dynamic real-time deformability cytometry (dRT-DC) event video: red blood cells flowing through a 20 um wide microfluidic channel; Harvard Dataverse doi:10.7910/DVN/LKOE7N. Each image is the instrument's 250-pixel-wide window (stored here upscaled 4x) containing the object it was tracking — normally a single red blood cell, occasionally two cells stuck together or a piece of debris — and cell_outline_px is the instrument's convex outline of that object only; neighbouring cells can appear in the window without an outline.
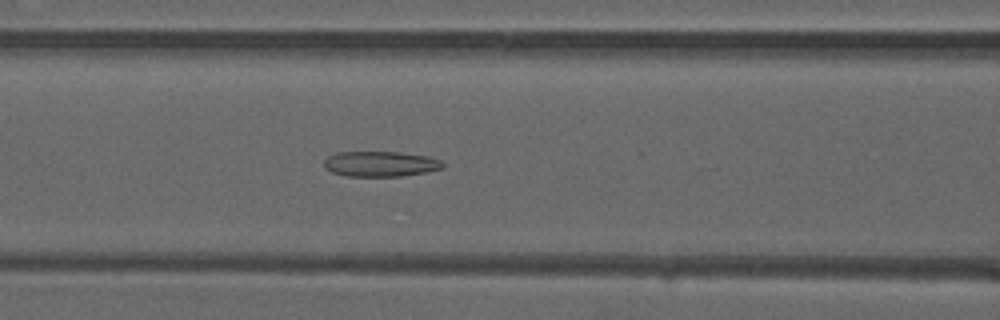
{"species": "common noctule bat (a hibernating species)", "species_latin": "Nyctalus noctula", "temperature_condition": "warm", "stored_images_in_passage": 45, "camera_frame_rate_fps": 3000, "um_per_image_px": 0.085, "animal": {"sex": "male", "forearm_length_mm": 52.5}, "frame": {"image": 1, "passage_image": 22, "time_ms": 7.0, "image_size_px": [1000, 320], "cell_outline_px": [[444, 168], [428, 172], [404, 176], [344, 176], [332, 172], [324, 168], [324, 160], [328, 156], [336, 152], [400, 152], [428, 156], [440, 160], [444, 164]], "centroid_in_image_um": [32.34, 13.93], "position_along_channel_um": 134.3, "area_um2": 17.74}}
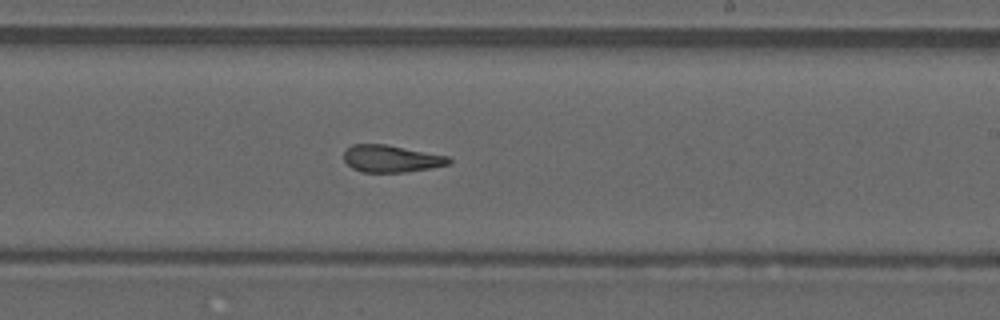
{"frame": {"image": 2, "passage_image": 31, "time_ms": 10.0, "image_size_px": [1000, 320], "cell_outline_px": [[452, 160], [448, 164], [428, 168], [404, 172], [360, 172], [352, 168], [344, 160], [344, 152], [352, 144], [384, 144], [448, 156]], "centroid_in_image_um": [33.21, 13.49], "position_along_channel_um": 255.8, "area_um2": 16.36}}
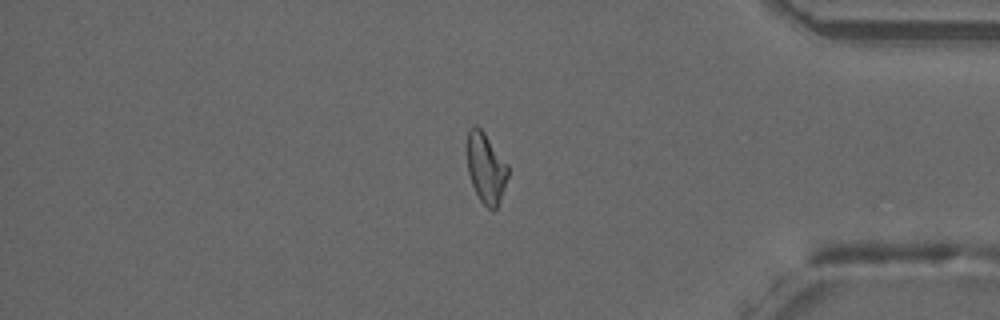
{"frame": {"image": 3, "passage_image": 43, "time_ms": 14.0, "image_size_px": [1000, 320], "cell_outline_px": [[508, 176], [500, 200], [496, 208], [492, 212], [480, 200], [472, 184], [468, 172], [468, 132], [476, 124], [484, 132], [508, 164]], "centroid_in_image_um": [41.32, 14.3], "position_along_channel_um": 393.9, "area_um2": 16.47}}